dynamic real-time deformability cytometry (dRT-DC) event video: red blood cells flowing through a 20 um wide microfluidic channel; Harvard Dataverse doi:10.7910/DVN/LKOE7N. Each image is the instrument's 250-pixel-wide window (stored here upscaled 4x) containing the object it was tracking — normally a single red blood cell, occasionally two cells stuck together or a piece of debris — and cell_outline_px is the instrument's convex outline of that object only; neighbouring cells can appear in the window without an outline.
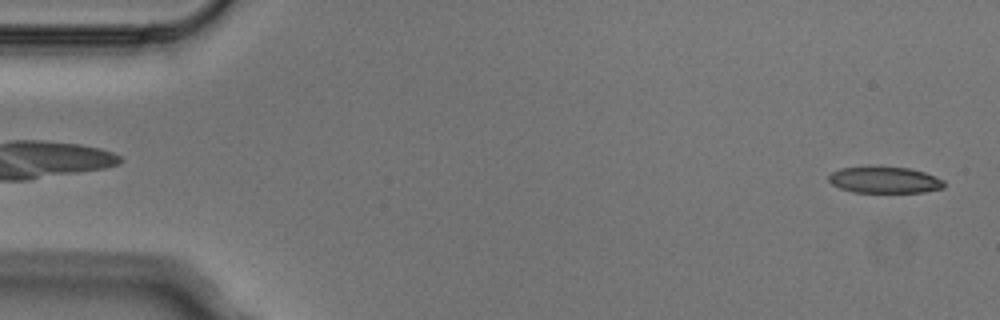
{"species": "Egyptian fruit bat (a non-hibernating species)", "species_latin": "Rousettus aegyptiacus", "temperature_condition": "cold", "stored_images_in_passage": 2, "camera_frame_rate_fps": 3000, "um_per_image_px": 0.085, "animal": {"sex": "male"}, "frame": {"image": 1, "passage_image": 2, "time_ms": 0.333, "image_size_px": [1000, 320], "cell_outline_px": [[944, 188], [924, 192], [852, 192], [840, 188], [832, 184], [828, 180], [828, 176], [832, 172], [840, 168], [868, 164], [908, 168], [924, 172], [936, 176], [944, 180]], "centroid_in_image_um": [75.15, 15.26], "position_along_channel_um": 9.8, "area_um2": 18.38}}